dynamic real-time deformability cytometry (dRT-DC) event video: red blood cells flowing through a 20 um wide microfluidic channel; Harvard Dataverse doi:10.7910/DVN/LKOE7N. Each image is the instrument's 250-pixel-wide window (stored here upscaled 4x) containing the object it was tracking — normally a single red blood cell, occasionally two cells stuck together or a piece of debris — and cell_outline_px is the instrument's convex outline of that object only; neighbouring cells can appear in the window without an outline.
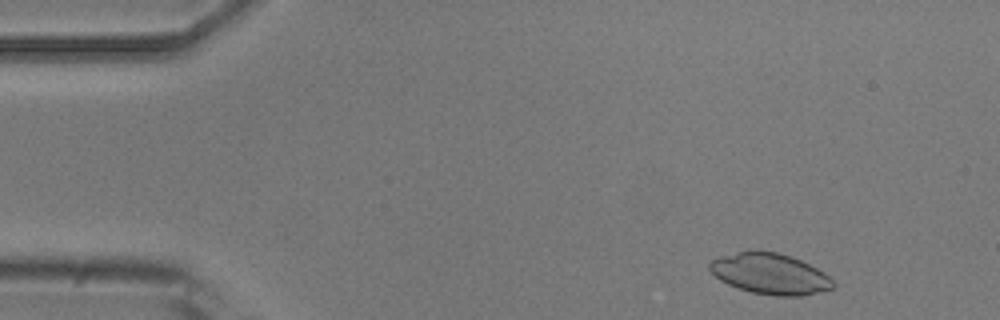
{"species": "common noctule bat (a hibernating species)", "species_latin": "Nyctalus noctula", "temperature_condition": "room temperature", "stored_images_in_passage": 4, "camera_frame_rate_fps": 3000, "um_per_image_px": 0.085, "animal": {"sex": "male", "body_mass_g": 20.5, "forearm_length_mm": 52.5}, "frame": {"image": 1, "passage_image": 1, "time_ms": 0.0, "image_size_px": [1000, 320], "cell_outline_px": [[836, 288], [804, 296], [776, 296], [752, 292], [728, 284], [720, 280], [708, 268], [708, 264], [712, 260], [720, 256], [736, 252], [776, 252], [792, 256], [824, 272], [836, 284]], "centroid_in_image_um": [65.49, 23.29], "position_along_channel_um": 19.5, "area_um2": 29.19}}